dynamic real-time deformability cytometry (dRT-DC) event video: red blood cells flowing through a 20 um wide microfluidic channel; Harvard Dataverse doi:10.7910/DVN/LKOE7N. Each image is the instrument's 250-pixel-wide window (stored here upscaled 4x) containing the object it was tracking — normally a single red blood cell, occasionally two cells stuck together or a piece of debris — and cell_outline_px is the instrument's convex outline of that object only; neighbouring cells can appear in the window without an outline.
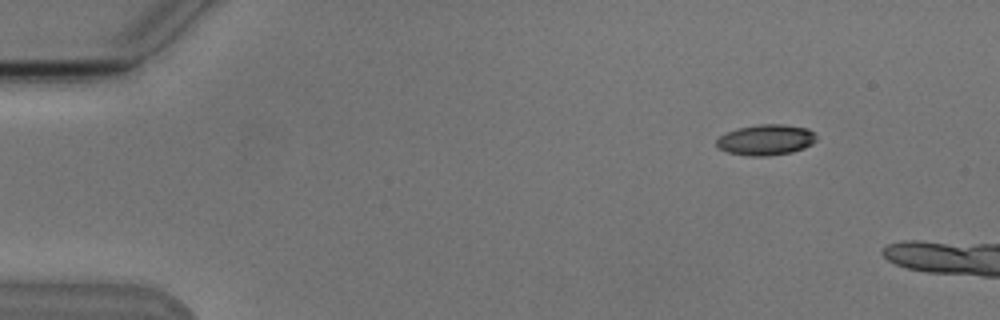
{"species": "Egyptian fruit bat (a non-hibernating species)", "species_latin": "Rousettus aegyptiacus", "temperature_condition": "cold", "stored_images_in_passage": 2, "camera_frame_rate_fps": 3000, "um_per_image_px": 0.085, "animal": {"sex": "male"}, "frame": {"image": 1, "passage_image": 1, "time_ms": 0.0, "image_size_px": [1000, 320], "cell_outline_px": [[816, 140], [812, 144], [804, 148], [792, 152], [768, 156], [748, 156], [728, 152], [716, 148], [716, 140], [720, 136], [728, 132], [740, 128], [760, 124], [784, 124], [808, 128], [816, 136]], "centroid_in_image_um": [65.1, 11.89], "position_along_channel_um": 19.9, "area_um2": 17.86}}